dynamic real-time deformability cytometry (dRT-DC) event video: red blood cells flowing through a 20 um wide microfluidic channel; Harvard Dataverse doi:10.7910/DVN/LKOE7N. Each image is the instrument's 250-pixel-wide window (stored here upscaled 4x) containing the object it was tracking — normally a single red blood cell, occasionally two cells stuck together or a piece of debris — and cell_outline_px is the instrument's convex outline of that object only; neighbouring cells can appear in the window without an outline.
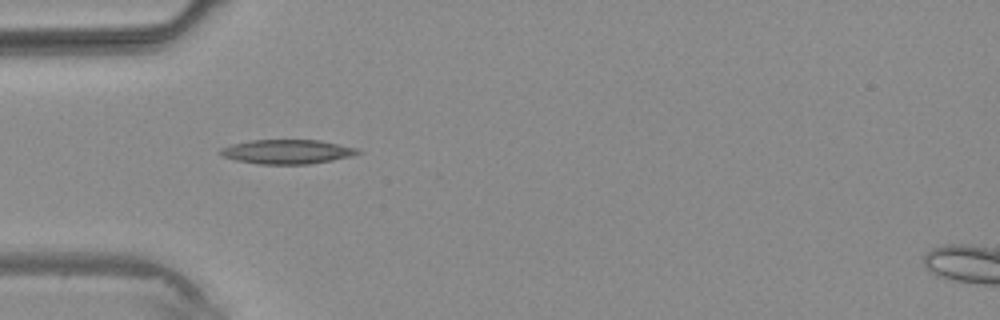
{"species": "common noctule bat (a hibernating species)", "species_latin": "Nyctalus noctula", "temperature_condition": "warm", "stored_images_in_passage": 4, "camera_frame_rate_fps": 3000, "um_per_image_px": 0.085, "animal": {"sex": "male", "body_mass_g": 20.4}, "frame": {"image": 1, "passage_image": 3, "time_ms": 2.333, "image_size_px": [1000, 320], "cell_outline_px": [[360, 152], [352, 156], [332, 160], [308, 164], [260, 164], [236, 160], [224, 156], [220, 152], [220, 148], [232, 144], [252, 140], [320, 140], [356, 148]], "centroid_in_image_um": [24.4, 12.89], "position_along_channel_um": 60.6, "area_um2": 19.19}}
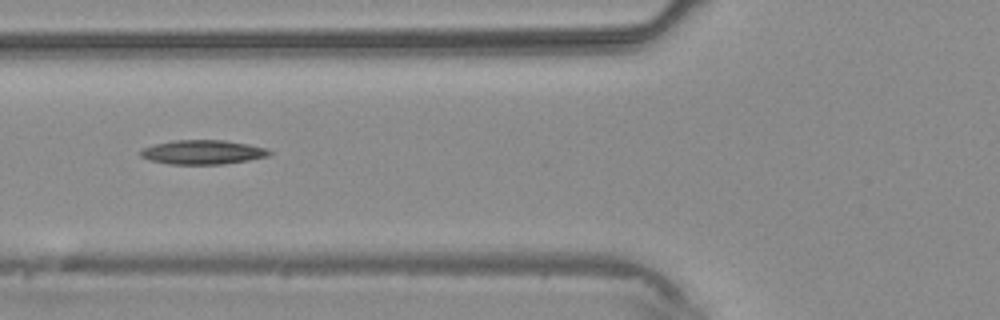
{"frame": {"image": 2, "passage_image": 4, "time_ms": 3.333, "image_size_px": [1000, 320], "cell_outline_px": [[272, 152], [268, 156], [248, 160], [224, 164], [168, 164], [148, 160], [140, 156], [140, 152], [144, 148], [156, 144], [176, 140], [224, 140], [248, 144], [268, 148]], "centroid_in_image_um": [17.25, 12.94], "position_along_channel_um": 108.6, "area_um2": 18.15}}